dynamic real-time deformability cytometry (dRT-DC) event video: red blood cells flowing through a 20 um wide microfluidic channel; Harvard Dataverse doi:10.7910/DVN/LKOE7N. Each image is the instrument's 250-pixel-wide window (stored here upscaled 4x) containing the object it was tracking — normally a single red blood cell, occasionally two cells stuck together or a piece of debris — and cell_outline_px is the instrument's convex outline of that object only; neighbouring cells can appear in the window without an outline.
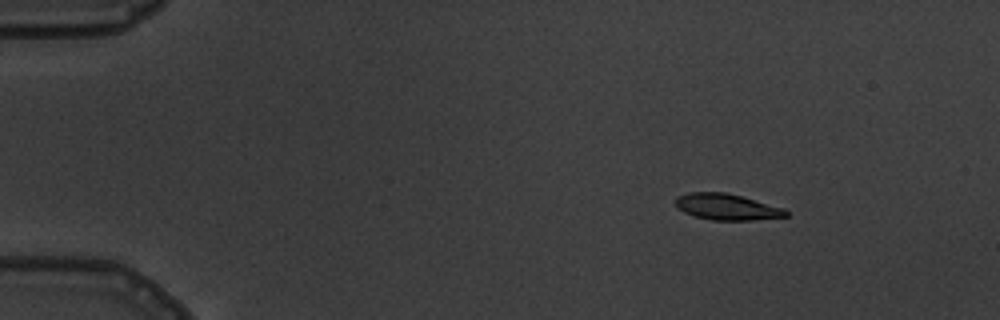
{"species": "common noctule bat (a hibernating species)", "species_latin": "Nyctalus noctula", "temperature_condition": "warm", "stored_images_in_passage": 8, "camera_frame_rate_fps": 3000, "um_per_image_px": 0.085, "animal": {"sex": "male", "body_mass_g": 19.5, "forearm_length_mm": 54.6}, "frame": {"image": 1, "passage_image": 2, "time_ms": 2.0, "image_size_px": [1000, 320], "cell_outline_px": [[788, 216], [752, 220], [712, 220], [696, 216], [684, 212], [676, 208], [676, 196], [688, 192], [724, 192], [740, 196], [784, 208], [788, 212]], "centroid_in_image_um": [61.75, 17.58], "position_along_channel_um": 23.3, "area_um2": 16.7}}
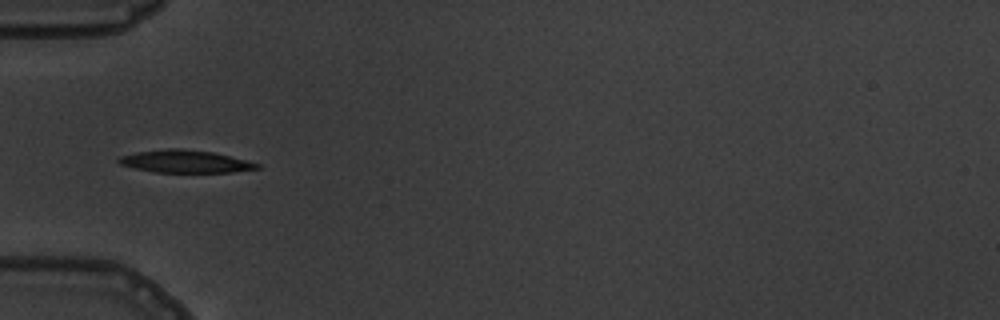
{"frame": {"image": 2, "passage_image": 5, "time_ms": 5.667, "image_size_px": [1000, 320], "cell_outline_px": [[260, 168], [232, 172], [156, 172], [136, 168], [120, 164], [116, 160], [120, 156], [136, 152], [168, 148], [180, 148], [212, 152], [260, 164]], "centroid_in_image_um": [15.71, 13.72], "position_along_channel_um": 69.3, "area_um2": 17.92}}